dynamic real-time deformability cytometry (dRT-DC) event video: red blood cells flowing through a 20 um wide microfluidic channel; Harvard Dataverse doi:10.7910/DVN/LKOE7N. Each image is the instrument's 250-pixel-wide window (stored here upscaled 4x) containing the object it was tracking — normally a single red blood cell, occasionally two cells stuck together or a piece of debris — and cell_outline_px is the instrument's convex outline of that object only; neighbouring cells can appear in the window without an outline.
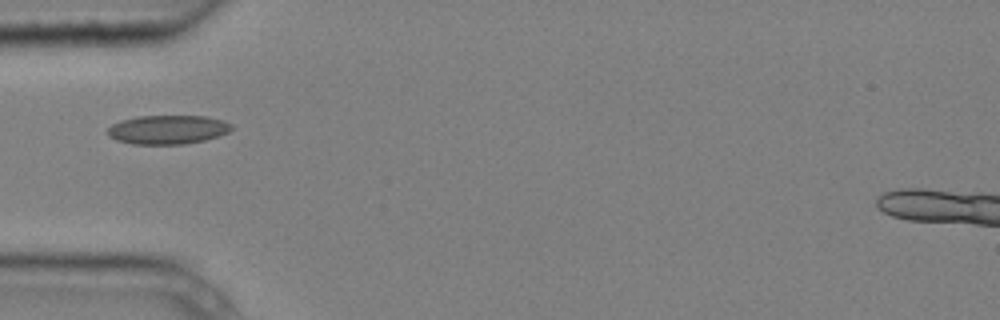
{"species": "common noctule bat (a hibernating species)", "species_latin": "Nyctalus noctula", "temperature_condition": "cold", "stored_images_in_passage": 5, "camera_frame_rate_fps": 3000, "um_per_image_px": 0.085, "animal": {"sex": "male", "body_mass_g": 20.4}, "frame": {"image": 1, "passage_image": 1, "time_ms": 0.0, "image_size_px": [1000, 320], "cell_outline_px": [[232, 128], [228, 132], [204, 140], [184, 144], [132, 144], [116, 140], [108, 136], [108, 128], [112, 124], [120, 120], [136, 116], [204, 116], [224, 120], [232, 124]], "centroid_in_image_um": [14.23, 11.01], "position_along_channel_um": 70.8, "area_um2": 20.92}}
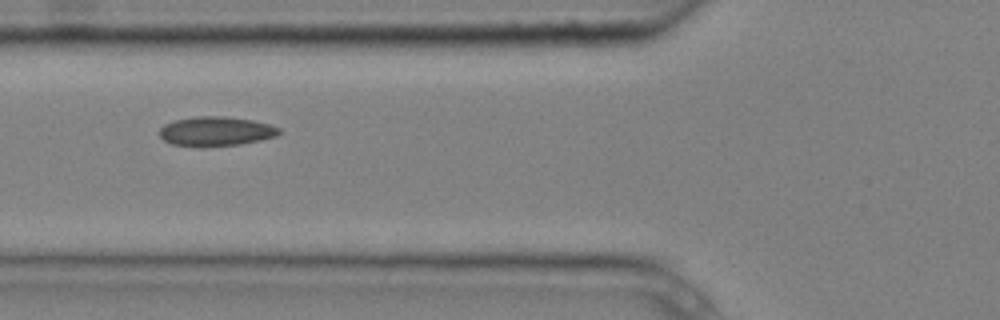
{"frame": {"image": 2, "passage_image": 2, "time_ms": 0.333, "image_size_px": [1000, 320], "cell_outline_px": [[280, 132], [276, 136], [260, 140], [240, 144], [172, 144], [164, 140], [160, 136], [160, 128], [164, 124], [172, 120], [196, 116], [224, 116], [252, 120], [268, 124], [280, 128]], "centroid_in_image_um": [18.36, 11.11], "position_along_channel_um": 107.4, "area_um2": 19.77}}
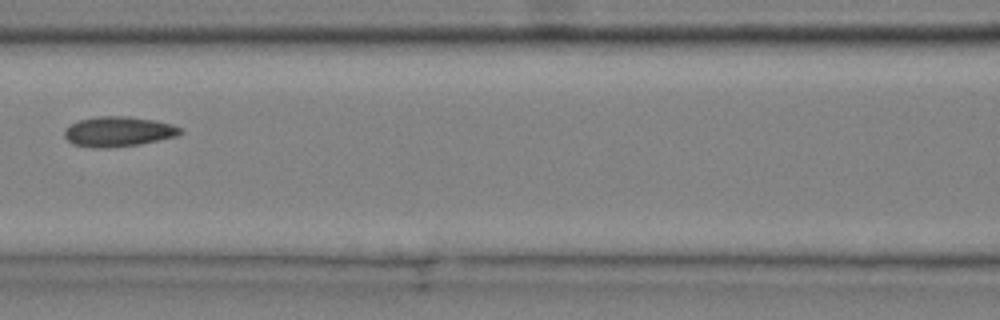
{"frame": {"image": 3, "passage_image": 3, "time_ms": 0.667, "image_size_px": [1000, 320], "cell_outline_px": [[184, 132], [176, 136], [140, 144], [108, 148], [92, 148], [72, 144], [64, 136], [64, 132], [72, 124], [80, 120], [96, 116], [128, 116], [152, 120], [172, 124], [184, 128]], "centroid_in_image_um": [10.08, 11.19], "position_along_channel_um": 156.5, "area_um2": 20.29}}